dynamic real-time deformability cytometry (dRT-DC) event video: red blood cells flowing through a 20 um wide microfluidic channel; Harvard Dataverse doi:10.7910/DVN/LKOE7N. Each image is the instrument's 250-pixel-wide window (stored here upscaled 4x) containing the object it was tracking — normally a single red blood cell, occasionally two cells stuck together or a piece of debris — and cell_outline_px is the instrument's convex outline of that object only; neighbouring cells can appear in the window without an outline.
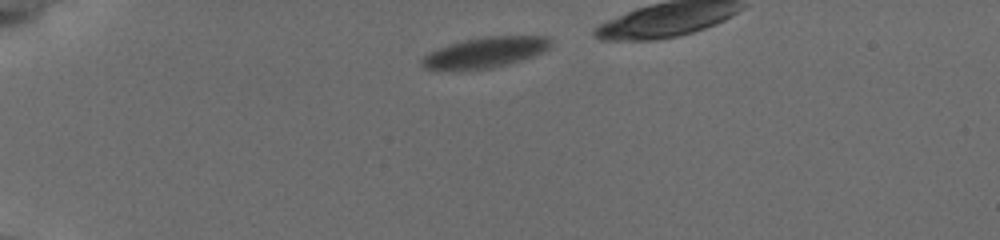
{"species": "common noctule bat (a hibernating species)", "species_latin": "Nyctalus noctula", "temperature_condition": "cold", "stored_images_in_passage": 8, "camera_frame_rate_fps": 3000, "um_per_image_px": 0.085, "animal": {"sex": "female", "body_mass_g": 19.5, "forearm_length_mm": 54.1}, "frame": {"image": 1, "passage_image": 1, "time_ms": 0.0, "image_size_px": [1000, 240], "cell_outline_px": [[548, 44], [540, 52], [532, 56], [508, 64], [492, 68], [428, 68], [424, 64], [424, 56], [432, 52], [452, 44], [464, 40], [488, 36], [540, 36], [548, 40]], "centroid_in_image_um": [41.28, 4.43], "position_along_channel_um": 43.7, "area_um2": 21.27}}
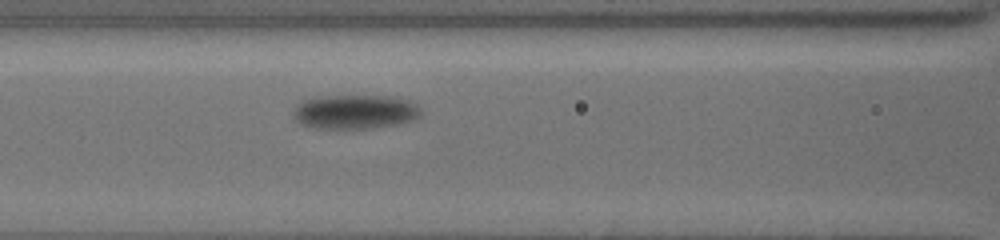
{"frame": {"image": 2, "passage_image": 7, "time_ms": 4.0, "image_size_px": [1000, 240], "cell_outline_px": [[420, 116], [412, 120], [396, 124], [372, 128], [316, 128], [304, 124], [296, 116], [296, 108], [304, 100], [324, 96], [400, 96], [416, 104], [420, 112]], "centroid_in_image_um": [30.28, 9.49], "position_along_channel_um": 136.3, "area_um2": 24.85}}